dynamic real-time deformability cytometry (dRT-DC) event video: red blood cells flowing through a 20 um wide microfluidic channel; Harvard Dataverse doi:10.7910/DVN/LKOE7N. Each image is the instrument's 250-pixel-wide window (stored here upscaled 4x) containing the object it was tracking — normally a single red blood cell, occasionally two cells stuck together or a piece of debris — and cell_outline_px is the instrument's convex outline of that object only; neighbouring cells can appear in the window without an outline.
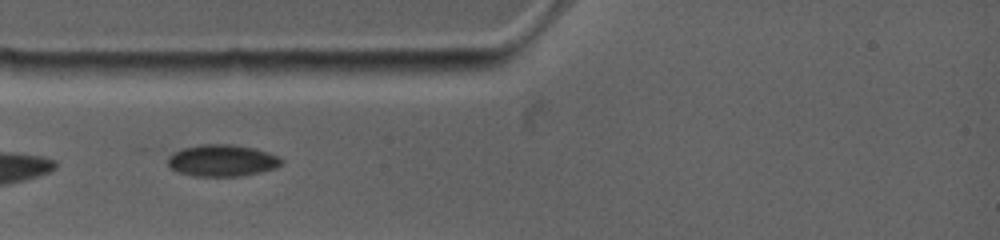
{"species": "common noctule bat (a hibernating species)", "species_latin": "Nyctalus noctula", "temperature_condition": "warm", "stored_images_in_passage": 39, "camera_frame_rate_fps": 4500, "um_per_image_px": 0.085, "animal": {"sex": "female", "body_mass_g": 19.0, "forearm_length_mm": 53.3}, "frame": {"image": 1, "passage_image": 2, "time_ms": 0.222, "image_size_px": [1000, 240], "cell_outline_px": [[280, 164], [276, 168], [260, 172], [240, 176], [196, 176], [180, 172], [172, 168], [168, 164], [168, 160], [176, 152], [188, 148], [208, 144], [216, 144], [252, 148], [276, 156], [280, 160]], "centroid_in_image_um": [18.89, 13.68], "position_along_channel_um": 66.1, "area_um2": 19.94}}
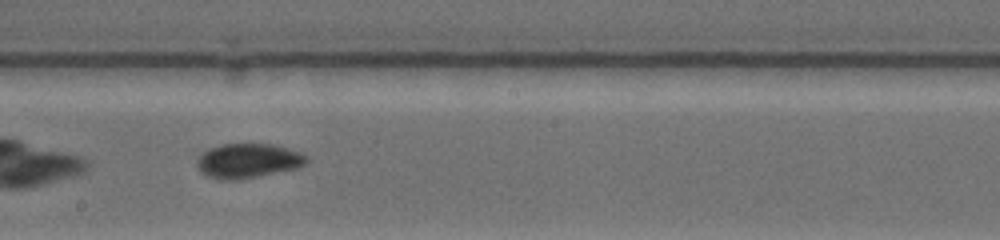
{"frame": {"image": 2, "passage_image": 19, "time_ms": 4.444, "image_size_px": [1000, 240], "cell_outline_px": [[308, 160], [304, 164], [296, 168], [240, 180], [216, 180], [208, 176], [200, 168], [200, 160], [208, 152], [216, 148], [228, 144], [264, 144], [284, 148], [296, 152], [304, 156]], "centroid_in_image_um": [21.14, 13.71], "position_along_channel_um": 227.1, "area_um2": 20.75}}
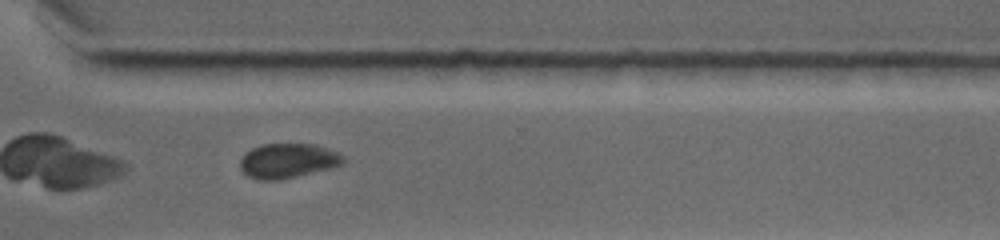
{"frame": {"image": 3, "passage_image": 32, "time_ms": 7.556, "image_size_px": [1000, 240], "cell_outline_px": [[344, 160], [340, 164], [328, 168], [280, 180], [256, 180], [248, 176], [240, 168], [240, 160], [252, 148], [264, 144], [316, 144], [336, 152], [344, 156]], "centroid_in_image_um": [24.43, 13.66], "position_along_channel_um": 346.2, "area_um2": 20.46}}